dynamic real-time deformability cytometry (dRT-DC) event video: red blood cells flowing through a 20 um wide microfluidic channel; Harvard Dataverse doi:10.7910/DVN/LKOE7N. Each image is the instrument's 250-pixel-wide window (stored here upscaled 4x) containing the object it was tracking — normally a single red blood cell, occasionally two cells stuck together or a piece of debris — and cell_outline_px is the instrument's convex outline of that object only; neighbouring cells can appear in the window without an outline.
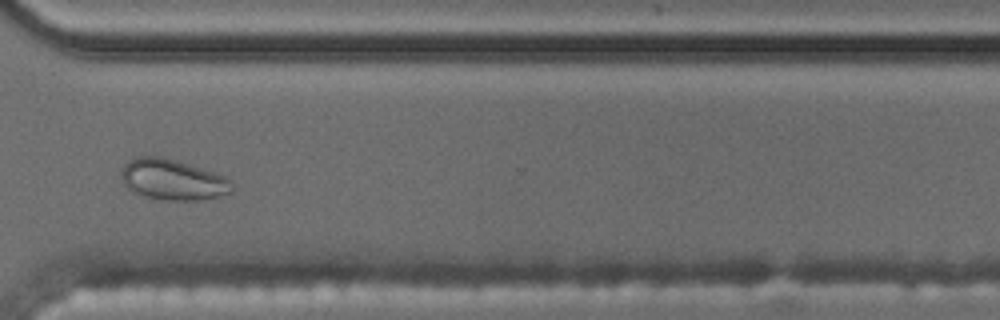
{"species": "common noctule bat (a hibernating species)", "species_latin": "Nyctalus noctula", "temperature_condition": "cold", "stored_images_in_passage": 14, "camera_frame_rate_fps": 3000, "um_per_image_px": 0.085, "animal": {"sex": "male", "body_mass_g": 17.5, "forearm_length_mm": 52.3}, "frame": {"image": 1, "passage_image": 12, "time_ms": 3.667, "image_size_px": [1000, 320], "cell_outline_px": [[232, 192], [220, 196], [204, 200], [164, 200], [144, 196], [132, 192], [124, 184], [120, 176], [120, 168], [128, 160], [136, 156], [164, 156], [224, 176], [232, 180]], "centroid_in_image_um": [14.64, 15.27], "position_along_channel_um": 356.0, "area_um2": 26.59}}
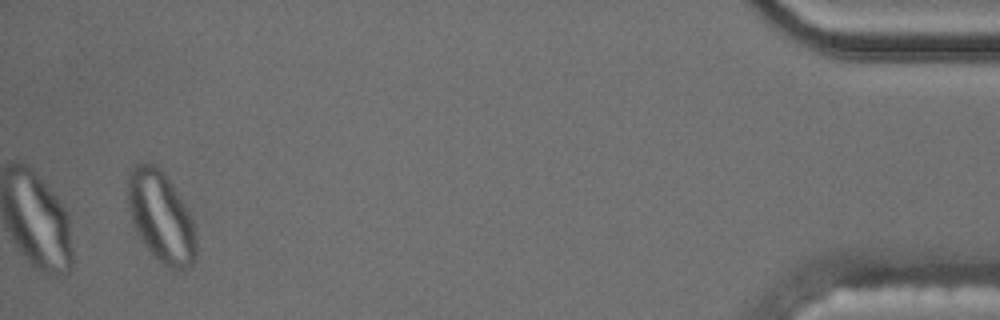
{"frame": {"image": 2, "passage_image": 14, "time_ms": 4.333, "image_size_px": [1000, 320], "cell_outline_px": [[196, 260], [192, 264], [184, 268], [172, 268], [164, 264], [144, 244], [132, 224], [128, 208], [128, 172], [132, 164], [156, 164], [164, 172], [188, 212], [192, 220], [196, 240]], "centroid_in_image_um": [13.65, 18.4], "position_along_channel_um": 421.5, "area_um2": 35.6}}